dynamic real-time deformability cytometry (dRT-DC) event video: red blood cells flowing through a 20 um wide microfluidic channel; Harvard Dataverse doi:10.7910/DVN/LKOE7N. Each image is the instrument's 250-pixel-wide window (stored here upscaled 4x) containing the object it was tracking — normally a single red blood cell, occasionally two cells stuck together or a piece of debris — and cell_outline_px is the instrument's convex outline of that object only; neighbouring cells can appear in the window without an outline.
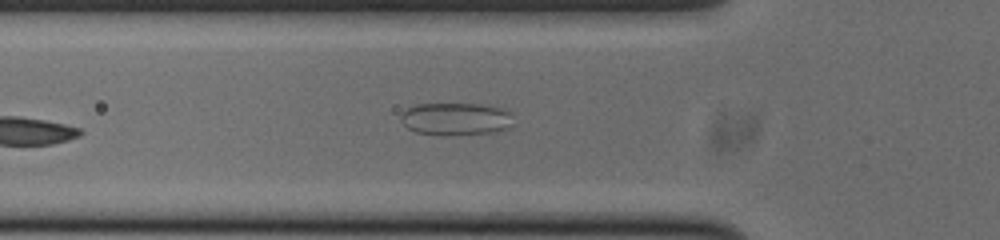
{"species": "common noctule bat (a hibernating species)", "species_latin": "Nyctalus noctula", "temperature_condition": "cold", "stored_images_in_passage": 26, "camera_frame_rate_fps": 3000, "um_per_image_px": 0.085, "animal": {"sex": "male", "body_mass_g": 20.0, "forearm_length_mm": 53.3}, "frame": {"image": 1, "passage_image": 9, "time_ms": 2.667, "image_size_px": [1000, 240], "cell_outline_px": [[512, 124], [508, 128], [496, 132], [444, 136], [440, 136], [416, 132], [408, 128], [400, 120], [400, 116], [408, 108], [416, 104], [480, 104], [500, 108], [512, 112]], "centroid_in_image_um": [38.75, 10.12], "position_along_channel_um": 87.0, "area_um2": 21.56}}
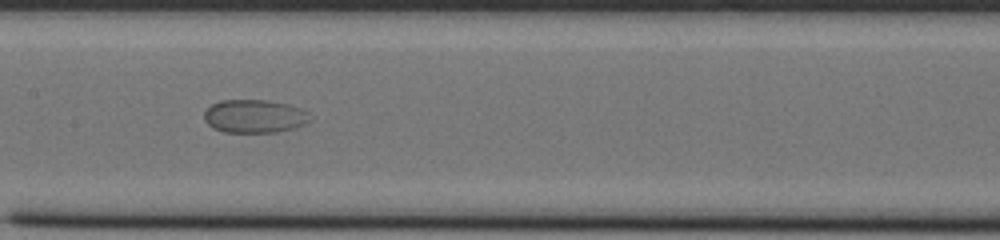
{"frame": {"image": 2, "passage_image": 17, "time_ms": 5.333, "image_size_px": [1000, 240], "cell_outline_px": [[312, 120], [304, 124], [292, 128], [276, 132], [224, 132], [212, 128], [204, 120], [204, 112], [212, 104], [220, 100], [264, 100], [288, 104], [300, 108], [308, 112]], "centroid_in_image_um": [21.62, 9.88], "position_along_channel_um": 185.8, "area_um2": 20.52}}
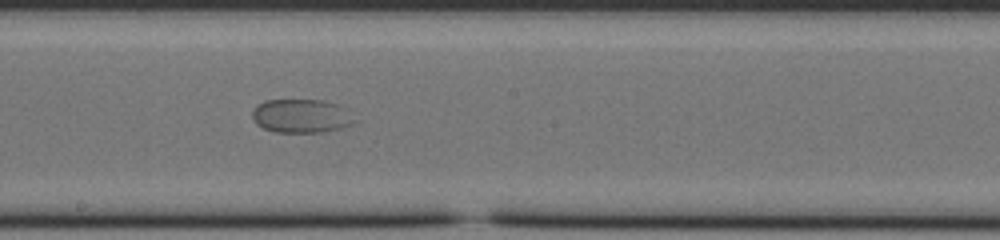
{"frame": {"image": 3, "passage_image": 20, "time_ms": 6.333, "image_size_px": [1000, 240], "cell_outline_px": [[360, 120], [352, 124], [340, 128], [320, 132], [276, 132], [264, 128], [256, 124], [252, 120], [252, 112], [256, 104], [264, 100], [324, 100], [340, 104]], "centroid_in_image_um": [25.64, 9.84], "position_along_channel_um": 222.6, "area_um2": 20.46}}